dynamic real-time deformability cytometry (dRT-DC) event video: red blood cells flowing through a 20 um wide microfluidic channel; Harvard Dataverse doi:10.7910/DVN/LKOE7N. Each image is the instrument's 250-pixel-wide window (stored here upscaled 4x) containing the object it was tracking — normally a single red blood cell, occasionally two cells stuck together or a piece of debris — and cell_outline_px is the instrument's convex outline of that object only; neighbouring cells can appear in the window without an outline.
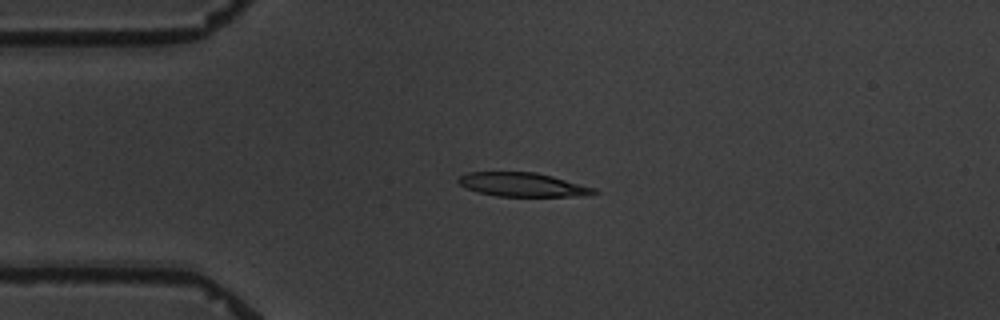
{"species": "common noctule bat (a hibernating species)", "species_latin": "Nyctalus noctula", "temperature_condition": "warm", "stored_images_in_passage": 3, "camera_frame_rate_fps": 3000, "um_per_image_px": 0.085, "animal": {"sex": "male", "body_mass_g": 19.5, "forearm_length_mm": 54.6}, "frame": {"image": 1, "passage_image": 2, "time_ms": 1.333, "image_size_px": [1000, 320], "cell_outline_px": [[600, 192], [588, 196], [496, 196], [476, 192], [460, 184], [456, 180], [460, 176], [468, 172], [536, 172], [552, 176], [596, 188]], "centroid_in_image_um": [44.45, 15.7], "position_along_channel_um": 40.5, "area_um2": 18.96}}